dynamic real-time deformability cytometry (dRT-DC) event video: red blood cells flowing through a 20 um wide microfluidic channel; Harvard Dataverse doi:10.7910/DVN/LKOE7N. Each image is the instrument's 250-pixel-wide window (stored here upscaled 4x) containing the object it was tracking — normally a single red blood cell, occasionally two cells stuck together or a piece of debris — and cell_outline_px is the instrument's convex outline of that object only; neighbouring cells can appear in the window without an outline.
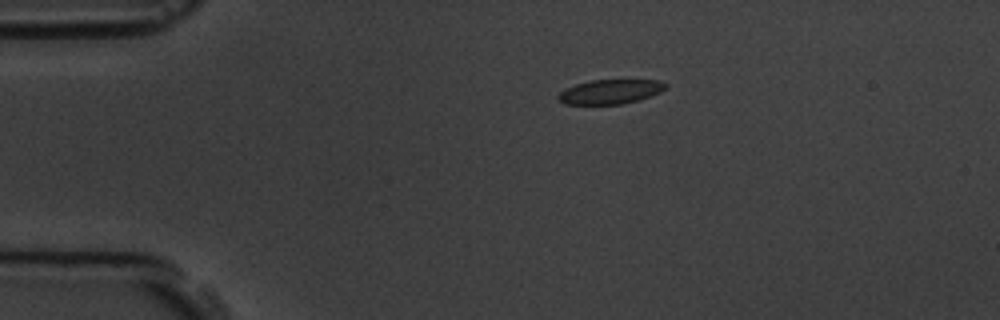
{"species": "common noctule bat (a hibernating species)", "species_latin": "Nyctalus noctula", "temperature_condition": "room temperature", "stored_images_in_passage": 6, "camera_frame_rate_fps": 3000, "um_per_image_px": 0.085, "animal": {"sex": "male", "body_mass_g": 19.5, "forearm_length_mm": 54.6}, "frame": {"image": 1, "passage_image": 4, "time_ms": 3.333, "image_size_px": [1000, 320], "cell_outline_px": [[668, 88], [652, 96], [640, 100], [620, 104], [564, 104], [556, 100], [556, 96], [564, 88], [588, 80], [660, 80], [668, 84]], "centroid_in_image_um": [51.87, 7.79], "position_along_channel_um": 33.1, "area_um2": 15.61}}
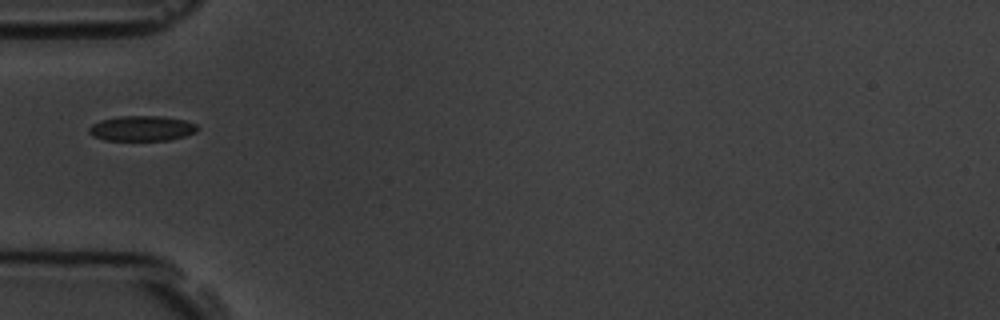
{"frame": {"image": 2, "passage_image": 6, "time_ms": 5.667, "image_size_px": [1000, 320], "cell_outline_px": [[200, 128], [196, 132], [184, 136], [168, 140], [104, 140], [92, 136], [88, 132], [88, 128], [92, 124], [100, 120], [120, 116], [164, 116], [184, 120], [196, 124]], "centroid_in_image_um": [12.05, 10.91], "position_along_channel_um": 73.0, "area_um2": 16.01}}